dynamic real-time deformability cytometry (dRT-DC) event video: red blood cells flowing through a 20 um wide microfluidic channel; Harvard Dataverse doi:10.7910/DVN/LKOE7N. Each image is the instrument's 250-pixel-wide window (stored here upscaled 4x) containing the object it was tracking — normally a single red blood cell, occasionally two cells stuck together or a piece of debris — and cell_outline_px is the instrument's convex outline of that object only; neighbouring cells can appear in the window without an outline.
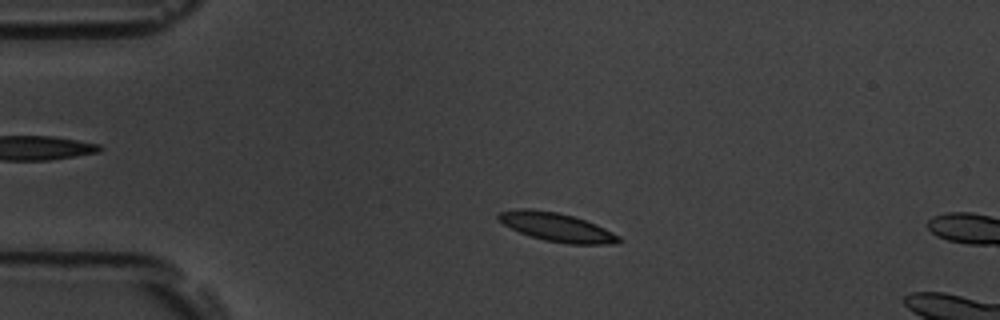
{"species": "common noctule bat (a hibernating species)", "species_latin": "Nyctalus noctula", "temperature_condition": "room temperature", "stored_images_in_passage": 13, "camera_frame_rate_fps": 3000, "um_per_image_px": 0.085, "animal": {"sex": "male", "body_mass_g": 19.5, "forearm_length_mm": 54.6}, "frame": {"image": 1, "passage_image": 10, "time_ms": 3.0, "image_size_px": [1000, 320], "cell_outline_px": [[624, 240], [620, 244], [568, 244], [544, 240], [520, 232], [504, 224], [496, 216], [496, 212], [516, 208], [532, 208], [556, 212], [572, 216], [596, 224], [620, 236]], "centroid_in_image_um": [47.34, 19.3], "position_along_channel_um": 37.7, "area_um2": 20.17}}